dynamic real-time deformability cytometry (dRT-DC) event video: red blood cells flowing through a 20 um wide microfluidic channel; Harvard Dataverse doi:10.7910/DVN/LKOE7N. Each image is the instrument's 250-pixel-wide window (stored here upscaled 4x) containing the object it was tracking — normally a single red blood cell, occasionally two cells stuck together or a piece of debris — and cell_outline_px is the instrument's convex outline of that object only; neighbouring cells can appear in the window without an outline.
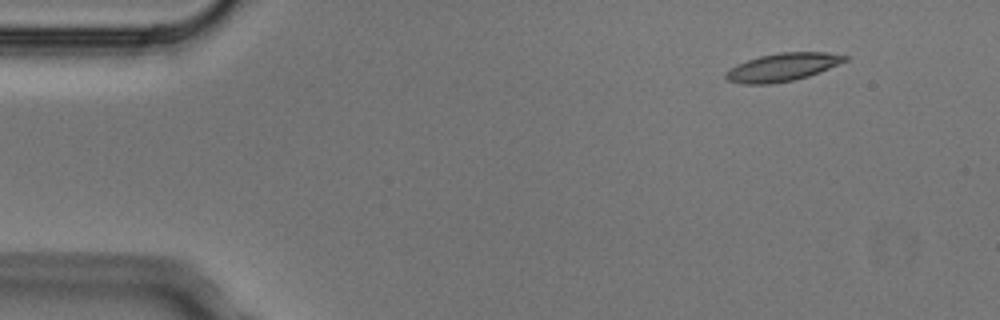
{"species": "Egyptian fruit bat (a non-hibernating species)", "species_latin": "Rousettus aegyptiacus", "temperature_condition": "cold", "stored_images_in_passage": 7, "camera_frame_rate_fps": 3000, "um_per_image_px": 0.085, "animal": {"sex": "male"}, "frame": {"image": 1, "passage_image": 2, "time_ms": 0.333, "image_size_px": [1000, 320], "cell_outline_px": [[848, 60], [820, 72], [808, 76], [792, 80], [768, 84], [744, 84], [728, 80], [724, 76], [724, 72], [736, 64], [760, 56], [780, 52], [828, 52], [848, 56]], "centroid_in_image_um": [66.51, 5.7], "position_along_channel_um": 18.5, "area_um2": 19.36}}
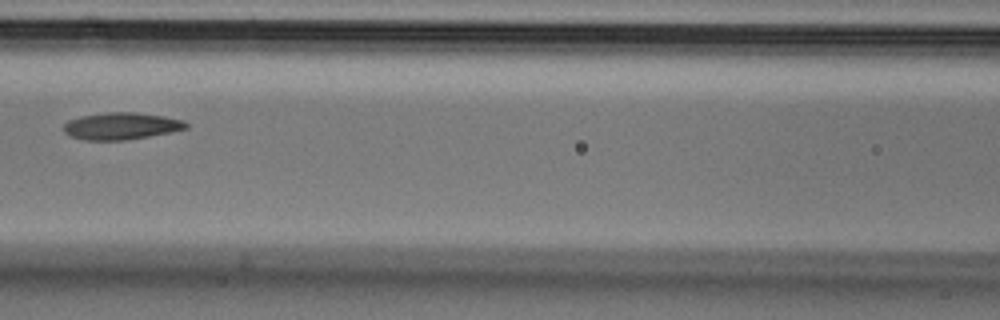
{"frame": {"image": 2, "passage_image": 7, "time_ms": 2.0, "image_size_px": [1000, 320], "cell_outline_px": [[188, 128], [172, 132], [124, 140], [84, 140], [72, 136], [64, 132], [64, 124], [68, 120], [80, 116], [108, 112], [136, 112], [164, 116], [184, 120], [188, 124]], "centroid_in_image_um": [10.32, 10.7], "position_along_channel_um": 156.3, "area_um2": 19.25}}